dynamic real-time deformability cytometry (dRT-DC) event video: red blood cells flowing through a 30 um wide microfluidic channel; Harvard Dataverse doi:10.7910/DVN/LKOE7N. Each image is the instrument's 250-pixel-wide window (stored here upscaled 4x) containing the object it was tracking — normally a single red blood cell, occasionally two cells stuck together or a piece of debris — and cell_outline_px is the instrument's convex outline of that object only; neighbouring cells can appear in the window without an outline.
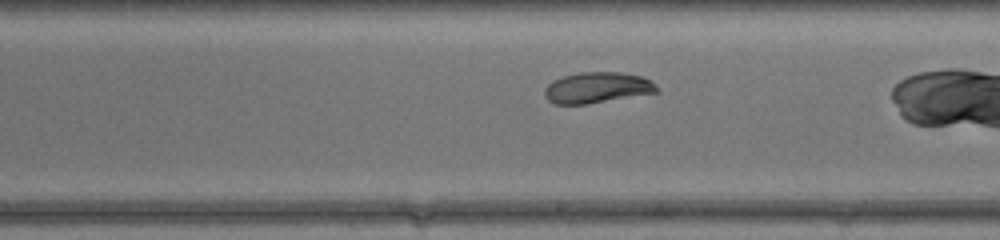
{"species": "common noctule bat (a hibernating species)", "species_latin": "Nyctalus noctula", "temperature_condition": "warm", "stored_images_in_passage": 24, "camera_frame_rate_fps": 3000, "um_per_image_px": 0.085, "animal": {"sex": "female", "body_mass_g": 17.0, "forearm_length_mm": 48.0}, "frame": {"image": 1, "passage_image": 14, "time_ms": 4.333, "image_size_px": [1000, 240], "cell_outline_px": [[660, 92], [588, 104], [552, 104], [544, 96], [544, 88], [552, 80], [564, 76], [580, 72], [620, 72], [640, 76], [656, 84], [660, 88]], "centroid_in_image_um": [50.75, 7.46], "position_along_channel_um": 238.2, "area_um2": 20.4}}
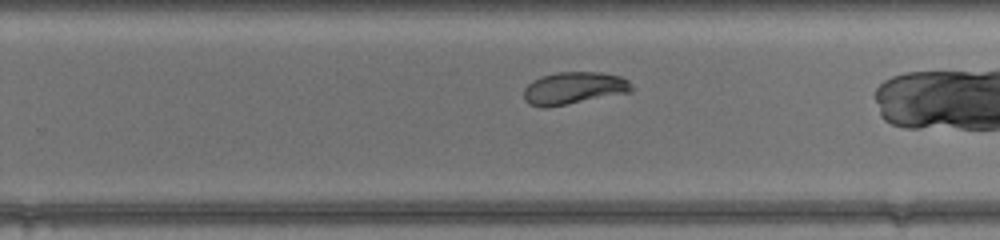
{"frame": {"image": 2, "passage_image": 17, "time_ms": 5.333, "image_size_px": [1000, 240], "cell_outline_px": [[636, 88], [632, 92], [548, 108], [544, 108], [528, 104], [524, 100], [524, 88], [532, 80], [540, 76], [556, 72], [600, 72], [620, 76], [628, 80]], "centroid_in_image_um": [48.78, 7.5], "position_along_channel_um": 281.0, "area_um2": 20.75}}